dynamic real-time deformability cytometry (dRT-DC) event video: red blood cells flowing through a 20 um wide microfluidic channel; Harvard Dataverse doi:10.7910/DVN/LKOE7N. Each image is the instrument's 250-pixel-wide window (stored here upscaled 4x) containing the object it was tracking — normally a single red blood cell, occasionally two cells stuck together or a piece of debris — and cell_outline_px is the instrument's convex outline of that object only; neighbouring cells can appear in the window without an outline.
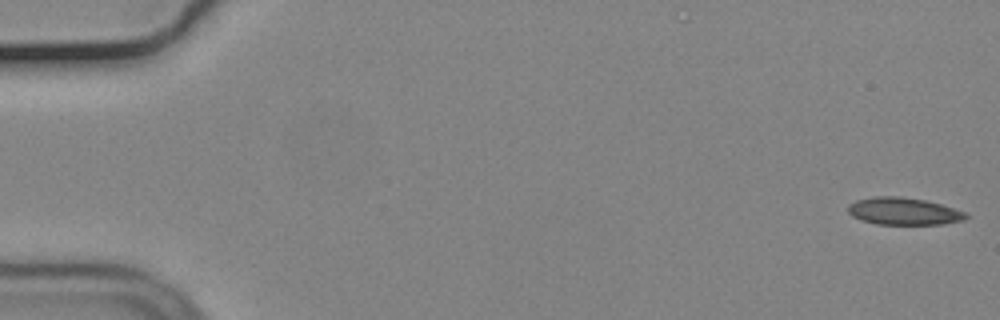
{"species": "common noctule bat (a hibernating species)", "species_latin": "Nyctalus noctula", "temperature_condition": "cold", "stored_images_in_passage": 55, "camera_frame_rate_fps": 3000, "um_per_image_px": 0.085, "animal": {"sex": "male", "body_mass_g": 19.2, "forearm_length_mm": 51.8}, "frame": {"image": 1, "passage_image": 1, "time_ms": 0.0, "image_size_px": [1000, 320], "cell_outline_px": [[968, 216], [964, 220], [944, 224], [876, 224], [860, 220], [852, 216], [848, 212], [848, 204], [856, 200], [872, 196], [900, 196], [924, 200], [940, 204], [964, 212]], "centroid_in_image_um": [76.75, 17.95], "position_along_channel_um": 8.2, "area_um2": 18.73}}
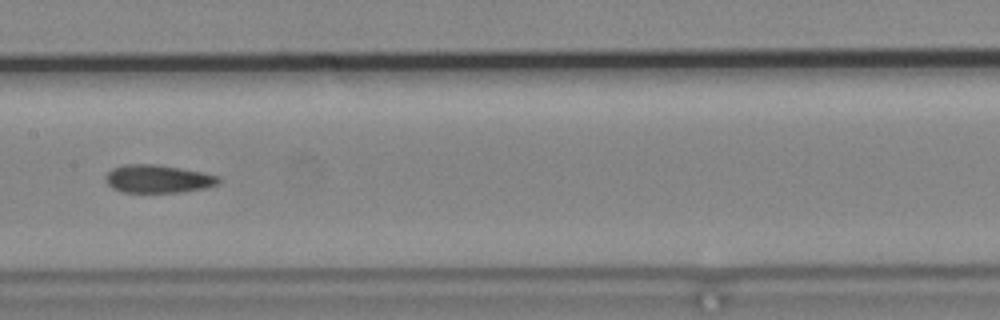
{"frame": {"image": 2, "passage_image": 28, "time_ms": 9.0, "image_size_px": [1000, 320], "cell_outline_px": [[220, 184], [204, 188], [180, 192], [124, 192], [112, 188], [104, 180], [104, 176], [112, 168], [124, 164], [156, 164], [204, 172], [220, 176]], "centroid_in_image_um": [13.43, 15.19], "position_along_channel_um": 194.0, "area_um2": 18.61}}
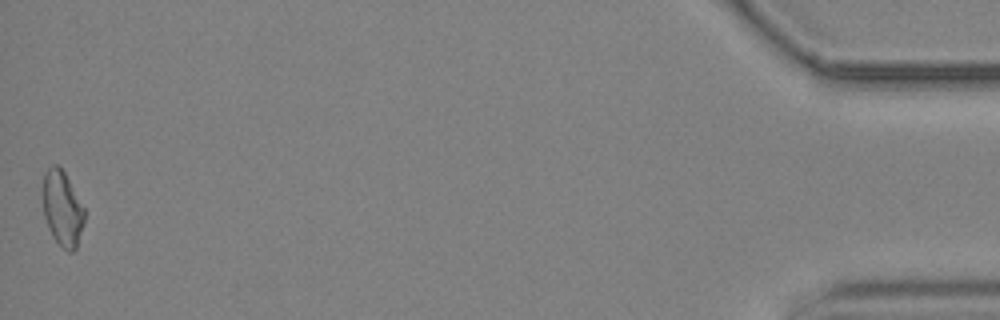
{"frame": {"image": 3, "passage_image": 55, "time_ms": 18.0, "image_size_px": [1000, 320], "cell_outline_px": [[84, 224], [76, 248], [72, 252], [68, 252], [52, 236], [48, 228], [44, 216], [44, 172], [52, 164], [56, 164], [64, 172], [84, 208]], "centroid_in_image_um": [5.31, 17.74], "position_along_channel_um": 429.9, "area_um2": 17.86}, "authors_computed_cell_mechanics": {"area_um2": 18.6116, "velocity_mm_per_s": 3.7045, "shape_relaxation_time_tau1_ms": null, "shape_relaxation_time_tau2_ms": 4.2451, "deformation_change_tau1": null, "deformation_change_tau2": 0.1017}}